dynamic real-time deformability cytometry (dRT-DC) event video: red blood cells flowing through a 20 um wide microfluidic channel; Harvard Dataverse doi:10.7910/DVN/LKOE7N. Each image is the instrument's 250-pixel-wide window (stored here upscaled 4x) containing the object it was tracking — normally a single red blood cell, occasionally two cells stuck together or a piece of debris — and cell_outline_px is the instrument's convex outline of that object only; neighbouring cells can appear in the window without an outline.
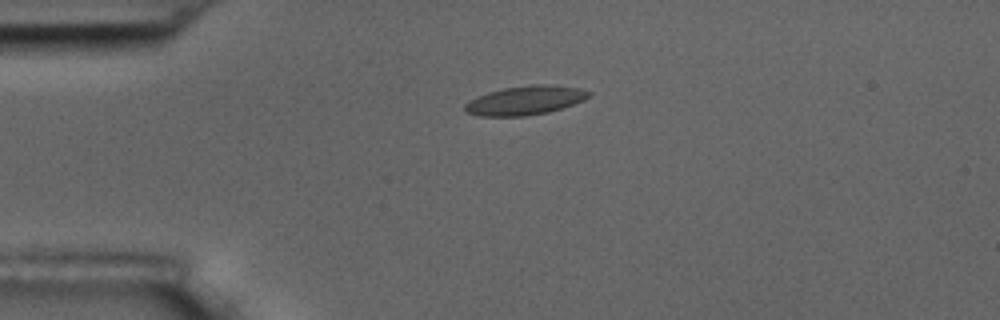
{"species": "common noctule bat (a hibernating species)", "species_latin": "Nyctalus noctula", "temperature_condition": "room temperature", "stored_images_in_passage": 2, "camera_frame_rate_fps": 3000, "um_per_image_px": 0.085, "animal": {"sex": "male", "body_mass_g": 17.5, "forearm_length_mm": 52.3}, "frame": {"image": 1, "passage_image": 1, "time_ms": 0.0, "image_size_px": [1000, 320], "cell_outline_px": [[592, 96], [584, 100], [548, 112], [524, 116], [480, 116], [464, 112], [464, 104], [468, 100], [488, 92], [504, 88], [532, 84], [552, 84], [580, 88], [592, 92]], "centroid_in_image_um": [44.64, 8.52], "position_along_channel_um": 40.4, "area_um2": 21.1}}